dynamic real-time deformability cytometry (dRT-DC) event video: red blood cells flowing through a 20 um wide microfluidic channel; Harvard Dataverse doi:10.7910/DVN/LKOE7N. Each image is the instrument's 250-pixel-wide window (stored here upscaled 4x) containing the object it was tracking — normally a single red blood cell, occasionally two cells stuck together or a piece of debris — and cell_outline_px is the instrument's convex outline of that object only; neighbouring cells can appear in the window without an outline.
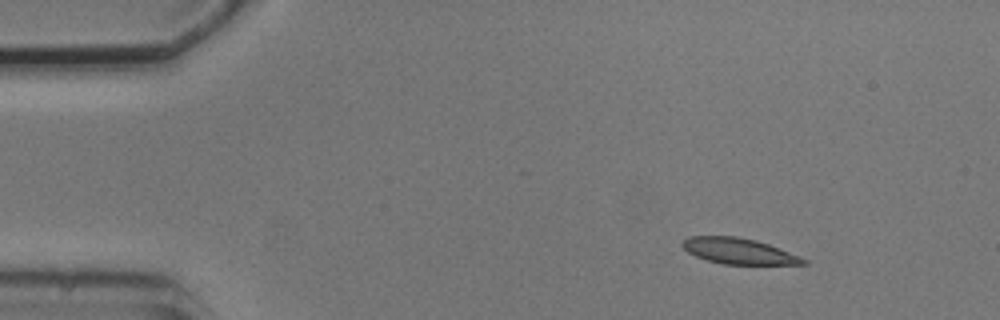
{"species": "common noctule bat (a hibernating species)", "species_latin": "Nyctalus noctula", "temperature_condition": "cold", "stored_images_in_passage": 3, "camera_frame_rate_fps": 3000, "um_per_image_px": 0.085, "animal": {"sex": "male", "body_mass_g": 20.5, "forearm_length_mm": 52.5}, "frame": {"image": 1, "passage_image": 1, "time_ms": 0.0, "image_size_px": [1000, 320], "cell_outline_px": [[808, 264], [724, 264], [708, 260], [696, 256], [688, 252], [680, 244], [688, 236], [736, 236], [756, 240], [768, 244], [800, 256], [808, 260]], "centroid_in_image_um": [62.79, 21.33], "position_along_channel_um": 22.2, "area_um2": 18.09}}